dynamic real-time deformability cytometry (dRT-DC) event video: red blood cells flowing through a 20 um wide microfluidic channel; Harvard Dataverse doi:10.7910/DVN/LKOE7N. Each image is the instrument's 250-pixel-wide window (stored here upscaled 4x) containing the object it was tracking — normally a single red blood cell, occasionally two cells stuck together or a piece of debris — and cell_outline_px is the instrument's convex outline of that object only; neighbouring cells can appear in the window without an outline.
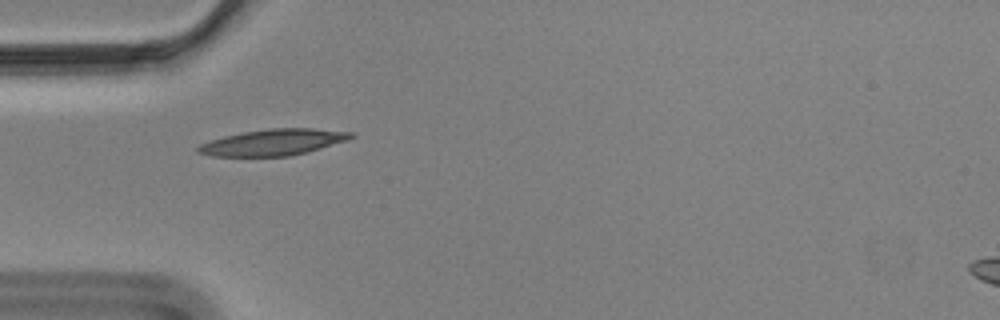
{"species": "Egyptian fruit bat (a non-hibernating species)", "species_latin": "Rousettus aegyptiacus", "temperature_condition": "cold", "stored_images_in_passage": 41, "camera_frame_rate_fps": 3000, "um_per_image_px": 0.085, "animal": {"sex": "male"}, "frame": {"image": 1, "passage_image": 1, "time_ms": 0.0, "image_size_px": [1000, 320], "cell_outline_px": [[356, 136], [348, 140], [304, 152], [288, 156], [212, 156], [196, 152], [196, 148], [200, 144], [224, 136], [240, 132], [268, 128], [312, 128], [356, 132]], "centroid_in_image_um": [23.23, 12.08], "position_along_channel_um": 61.8, "area_um2": 23.35}}
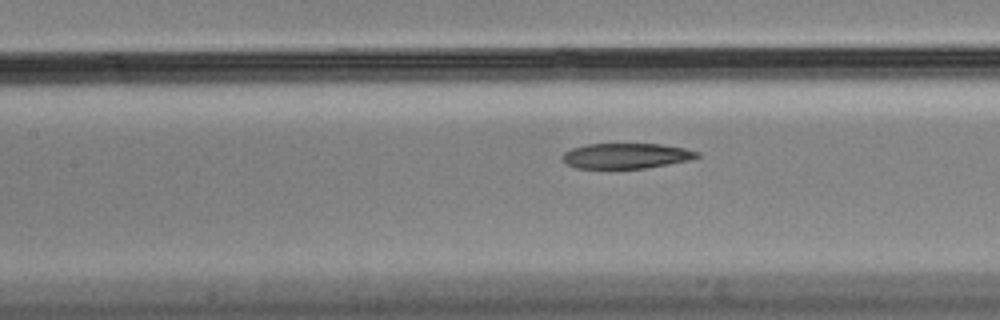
{"frame": {"image": 2, "passage_image": 9, "time_ms": 2.667, "image_size_px": [1000, 320], "cell_outline_px": [[700, 156], [688, 160], [668, 164], [644, 168], [576, 168], [568, 164], [560, 156], [564, 152], [572, 148], [588, 144], [660, 144], [684, 148], [700, 152]], "centroid_in_image_um": [53.22, 13.24], "position_along_channel_um": 154.2, "area_um2": 19.71}}
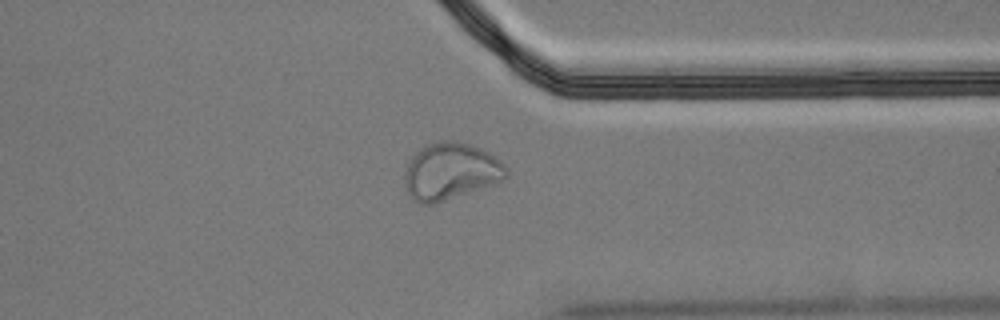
{"frame": {"image": 3, "passage_image": 28, "time_ms": 9.0, "image_size_px": [1000, 320], "cell_outline_px": [[508, 176], [504, 180], [436, 204], [420, 204], [412, 200], [408, 196], [404, 184], [404, 172], [408, 160], [424, 144], [436, 140], [456, 140], [480, 148], [488, 152], [500, 160], [508, 168]], "centroid_in_image_um": [38.26, 14.56], "position_along_channel_um": 373.1, "area_um2": 34.39}, "authors_computed_cell_mechanics": {"area_um2": 22.542, "velocity_mm_per_s": 3.4978, "shape_relaxation_time_tau1_ms": null, "shape_relaxation_time_tau2_ms": 4.6548, "deformation_change_tau1": null, "deformation_change_tau2": 0.1078}}